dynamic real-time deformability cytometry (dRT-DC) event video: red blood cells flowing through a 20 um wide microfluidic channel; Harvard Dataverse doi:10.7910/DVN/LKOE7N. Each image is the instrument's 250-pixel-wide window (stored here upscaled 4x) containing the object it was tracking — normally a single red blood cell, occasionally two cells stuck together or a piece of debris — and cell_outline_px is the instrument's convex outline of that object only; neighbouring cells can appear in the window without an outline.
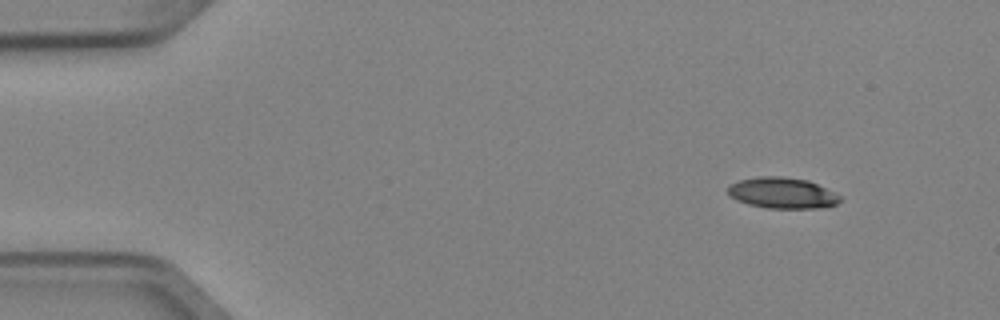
{"species": "Egyptian fruit bat (a non-hibernating species)", "species_latin": "Rousettus aegyptiacus", "temperature_condition": "cold", "stored_images_in_passage": 4, "camera_frame_rate_fps": 3000, "um_per_image_px": 0.085, "animal": {"sex": "female"}, "frame": {"image": 1, "passage_image": 1, "time_ms": 0.0, "image_size_px": [1000, 320], "cell_outline_px": [[840, 200], [836, 204], [824, 208], [768, 208], [748, 204], [736, 200], [728, 192], [728, 184], [740, 180], [760, 176], [780, 176], [808, 180], [840, 196]], "centroid_in_image_um": [66.47, 16.4], "position_along_channel_um": 18.5, "area_um2": 20.06}}
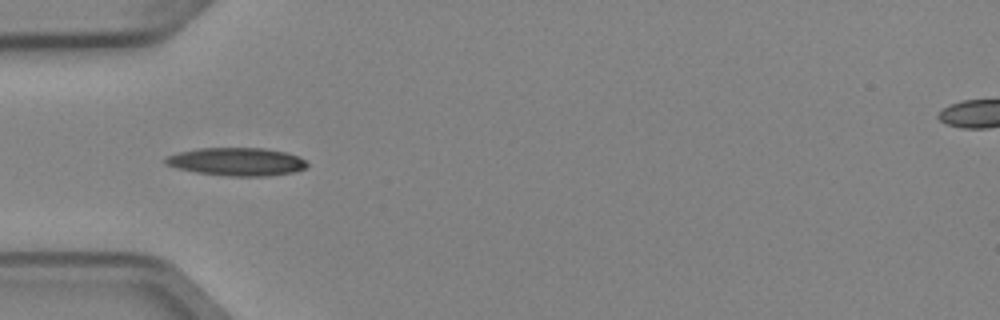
{"frame": {"image": 2, "passage_image": 4, "time_ms": 1.0, "image_size_px": [1000, 320], "cell_outline_px": [[308, 164], [304, 168], [292, 172], [268, 176], [228, 176], [196, 172], [176, 168], [164, 164], [164, 156], [176, 152], [196, 148], [264, 148], [284, 152], [300, 156]], "centroid_in_image_um": [20.05, 13.73], "position_along_channel_um": 65.0, "area_um2": 23.29}}